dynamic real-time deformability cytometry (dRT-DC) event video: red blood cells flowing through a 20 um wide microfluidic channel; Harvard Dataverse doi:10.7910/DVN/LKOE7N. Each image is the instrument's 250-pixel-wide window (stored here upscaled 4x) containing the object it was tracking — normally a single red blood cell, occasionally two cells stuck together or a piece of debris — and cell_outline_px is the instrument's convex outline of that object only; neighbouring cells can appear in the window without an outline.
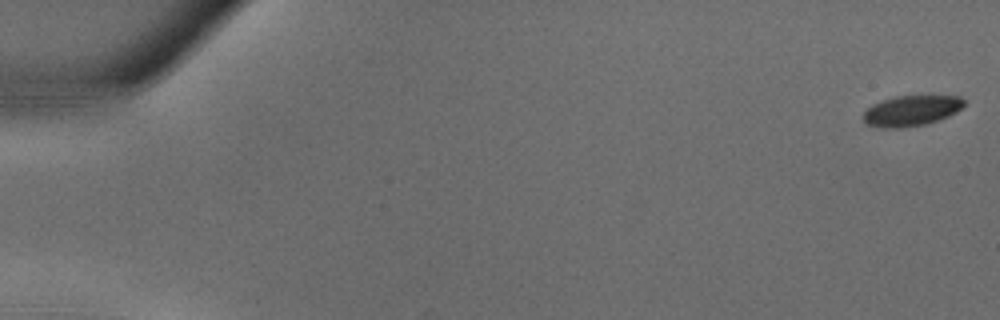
{"species": "common noctule bat (a hibernating species)", "species_latin": "Nyctalus noctula", "temperature_condition": "warm", "stored_images_in_passage": 37, "camera_frame_rate_fps": 3000, "um_per_image_px": 0.085, "animal": {"sex": "male", "body_mass_g": 18.8}, "frame": {"image": 1, "passage_image": 1, "time_ms": 0.0, "image_size_px": [1000, 320], "cell_outline_px": [[964, 104], [956, 112], [948, 116], [924, 124], [900, 128], [880, 128], [864, 124], [864, 112], [872, 104], [896, 96], [960, 96], [964, 100]], "centroid_in_image_um": [77.43, 9.42], "position_along_channel_um": 7.6, "area_um2": 17.74}}
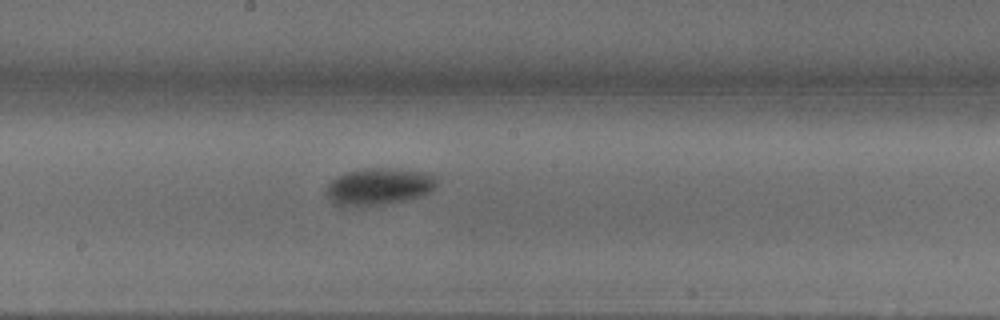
{"frame": {"image": 2, "passage_image": 21, "time_ms": 6.667, "image_size_px": [1000, 320], "cell_outline_px": [[440, 176], [436, 188], [432, 192], [424, 196], [384, 204], [344, 208], [340, 208], [328, 196], [328, 184], [336, 176], [348, 172], [364, 168], [400, 168], [432, 172]], "centroid_in_image_um": [32.32, 15.84], "position_along_channel_um": 215.9, "area_um2": 24.62}}
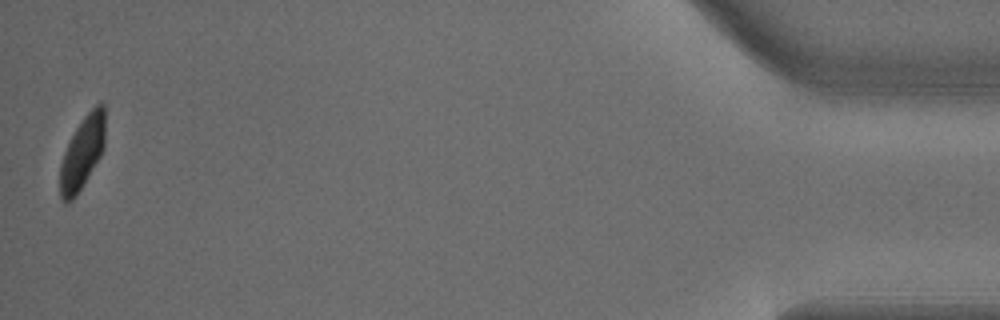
{"frame": {"image": 3, "passage_image": 37, "time_ms": 12.0, "image_size_px": [1000, 320], "cell_outline_px": [[104, 148], [100, 156], [76, 196], [68, 204], [64, 204], [60, 196], [60, 164], [64, 152], [76, 128], [84, 116], [100, 100], [104, 100]], "centroid_in_image_um": [6.99, 12.98], "position_along_channel_um": 428.2, "area_um2": 19.02}}